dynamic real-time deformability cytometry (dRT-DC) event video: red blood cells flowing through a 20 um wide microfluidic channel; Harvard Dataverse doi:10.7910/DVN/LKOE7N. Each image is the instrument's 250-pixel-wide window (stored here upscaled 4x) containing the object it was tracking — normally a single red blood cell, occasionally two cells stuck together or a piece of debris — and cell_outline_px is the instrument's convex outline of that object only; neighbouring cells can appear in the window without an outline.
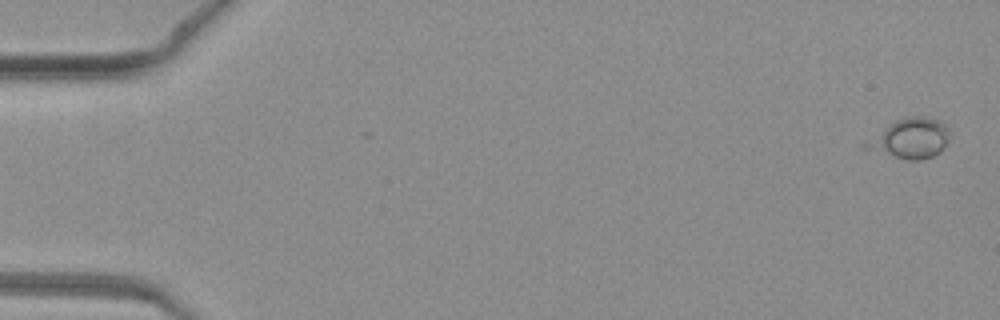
{"species": "common noctule bat (a hibernating species)", "species_latin": "Nyctalus noctula", "temperature_condition": "warm", "stored_images_in_passage": 3, "camera_frame_rate_fps": 3000, "um_per_image_px": 0.085, "animal": {"sex": "female", "body_mass_g": 19.3, "forearm_length_mm": 54.1}, "frame": {"image": 1, "passage_image": 3, "time_ms": 0.667, "image_size_px": [1000, 320], "cell_outline_px": [[948, 140], [944, 148], [940, 152], [932, 156], [916, 160], [908, 160], [896, 156], [880, 148], [876, 144], [884, 132], [896, 120], [912, 116], [920, 116], [936, 120], [944, 124], [948, 128]], "centroid_in_image_um": [77.74, 11.73], "position_along_channel_um": 7.3, "area_um2": 16.82}}